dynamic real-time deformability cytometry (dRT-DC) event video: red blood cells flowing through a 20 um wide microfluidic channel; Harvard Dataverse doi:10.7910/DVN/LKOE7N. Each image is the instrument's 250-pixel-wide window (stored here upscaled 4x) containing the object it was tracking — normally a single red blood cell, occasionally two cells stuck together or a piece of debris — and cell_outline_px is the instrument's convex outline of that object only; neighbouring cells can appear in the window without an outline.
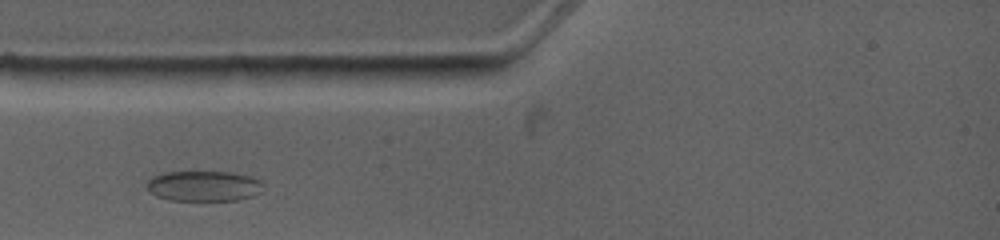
{"species": "common noctule bat (a hibernating species)", "species_latin": "Nyctalus noctula", "temperature_condition": "warm", "stored_images_in_passage": 4, "camera_frame_rate_fps": 4500, "um_per_image_px": 0.085, "animal": {"sex": "female", "body_mass_g": 19.0, "forearm_length_mm": 53.3}, "frame": {"image": 1, "passage_image": 3, "time_ms": 1.556, "image_size_px": [1000, 240], "cell_outline_px": [[264, 184], [260, 192], [252, 196], [236, 200], [168, 200], [156, 196], [148, 192], [148, 180], [152, 176], [164, 172], [232, 172], [252, 176], [260, 180]], "centroid_in_image_um": [17.32, 15.8], "position_along_channel_um": 67.7, "area_um2": 20.75}}
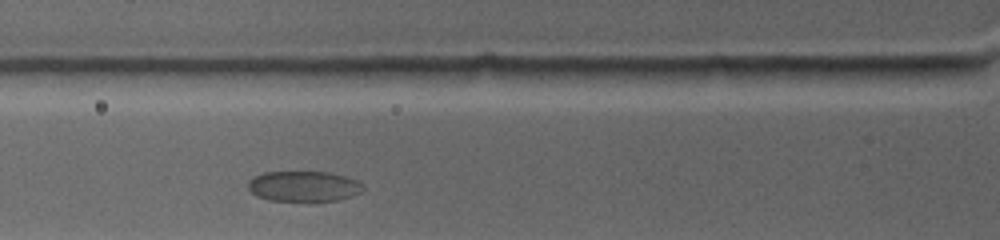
{"frame": {"image": 2, "passage_image": 4, "time_ms": 2.444, "image_size_px": [1000, 240], "cell_outline_px": [[364, 188], [360, 192], [340, 200], [268, 200], [256, 196], [248, 188], [248, 180], [252, 176], [264, 172], [328, 172], [344, 176], [356, 180]], "centroid_in_image_um": [25.76, 15.82], "position_along_channel_um": 100.0, "area_um2": 20.17}}